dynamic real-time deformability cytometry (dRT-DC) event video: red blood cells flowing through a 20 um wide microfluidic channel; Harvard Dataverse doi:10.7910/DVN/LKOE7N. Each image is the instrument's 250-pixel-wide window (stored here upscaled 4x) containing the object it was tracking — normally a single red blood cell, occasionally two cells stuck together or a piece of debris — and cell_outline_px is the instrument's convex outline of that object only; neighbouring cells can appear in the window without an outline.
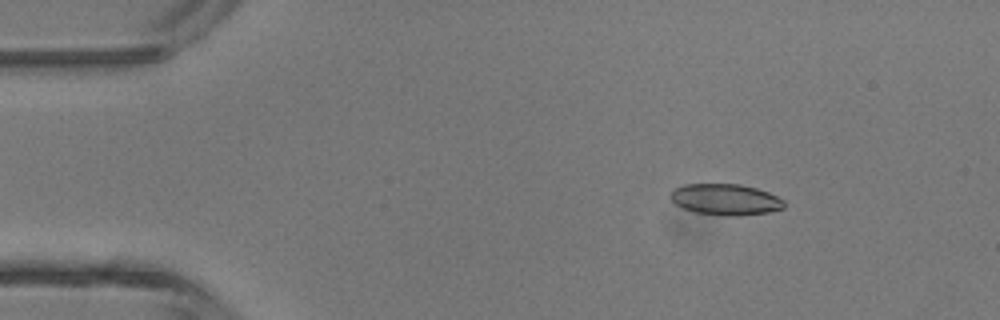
{"species": "common noctule bat (a hibernating species)", "species_latin": "Nyctalus noctula", "temperature_condition": "room temperature", "stored_images_in_passage": 3, "camera_frame_rate_fps": 3000, "um_per_image_px": 0.085, "animal": {"sex": "male", "body_mass_g": 13.3}, "frame": {"image": 1, "passage_image": 3, "time_ms": 0.667, "image_size_px": [1000, 320], "cell_outline_px": [[784, 208], [768, 212], [736, 216], [724, 216], [696, 212], [684, 208], [676, 204], [668, 196], [668, 192], [672, 188], [684, 184], [740, 184], [756, 188], [768, 192], [784, 200]], "centroid_in_image_um": [61.62, 16.94], "position_along_channel_um": 23.4, "area_um2": 20.75}}